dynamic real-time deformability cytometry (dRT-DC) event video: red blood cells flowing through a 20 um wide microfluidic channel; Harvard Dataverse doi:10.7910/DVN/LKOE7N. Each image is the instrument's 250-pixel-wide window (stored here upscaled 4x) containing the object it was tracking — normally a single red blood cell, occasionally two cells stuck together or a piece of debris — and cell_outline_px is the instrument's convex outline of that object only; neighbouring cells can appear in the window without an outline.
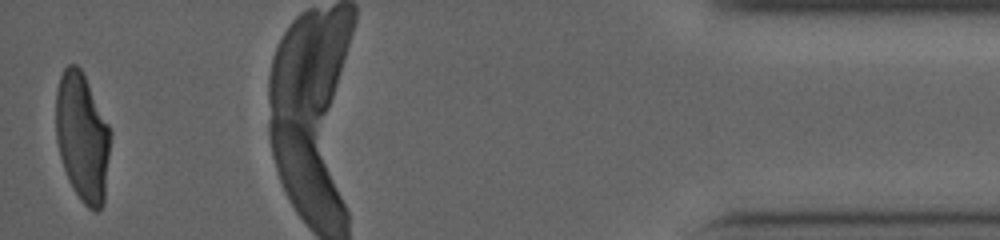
{"species": "human", "species_latin": "Homo sapiens", "temperature_condition": "cold", "stored_images_in_passage": 25, "camera_frame_rate_fps": 3000, "um_per_image_px": 0.085, "donor": {"sex": "male"}, "frame": {"image": 1, "passage_image": 25, "time_ms": 10.0, "image_size_px": [1000, 240], "cell_outline_px": [[112, 132], [104, 204], [96, 212], [92, 212], [80, 200], [72, 188], [68, 180], [60, 156], [56, 140], [56, 92], [60, 76], [64, 68], [68, 64], [76, 64], [80, 68]], "centroid_in_image_um": [7.01, 11.71], "position_along_channel_um": 428.2, "area_um2": 41.1}}